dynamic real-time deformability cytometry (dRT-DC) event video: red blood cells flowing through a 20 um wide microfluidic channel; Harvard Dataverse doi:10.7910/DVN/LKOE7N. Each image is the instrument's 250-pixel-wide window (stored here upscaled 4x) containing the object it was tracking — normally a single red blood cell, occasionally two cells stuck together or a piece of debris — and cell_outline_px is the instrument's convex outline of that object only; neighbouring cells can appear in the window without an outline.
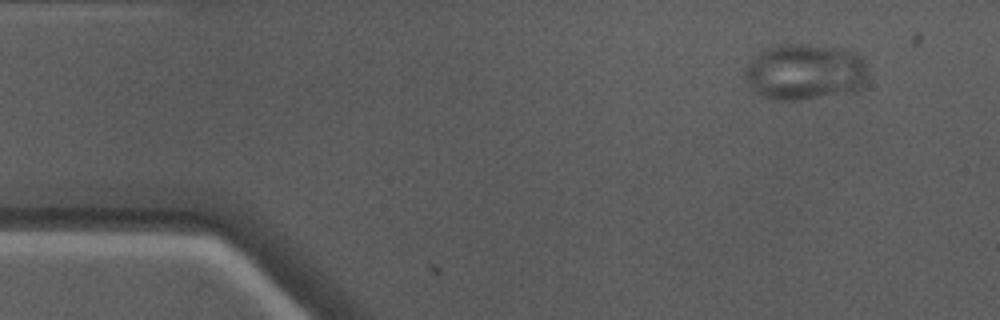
{"species": "Egyptian fruit bat (a non-hibernating species)", "species_latin": "Rousettus aegyptiacus", "temperature_condition": "warm", "stored_images_in_passage": 3, "camera_frame_rate_fps": 3000, "um_per_image_px": 0.085, "animal": {"sex": "male"}, "frame": {"image": 1, "passage_image": 3, "time_ms": 0.667, "image_size_px": [1000, 320], "cell_outline_px": [[868, 72], [864, 88], [856, 92], [800, 100], [776, 100], [752, 92], [744, 76], [744, 68], [752, 56], [768, 48], [780, 44], [800, 44], [836, 48], [856, 52], [864, 56], [868, 64]], "centroid_in_image_um": [68.46, 6.13], "position_along_channel_um": 16.5, "area_um2": 41.21}}